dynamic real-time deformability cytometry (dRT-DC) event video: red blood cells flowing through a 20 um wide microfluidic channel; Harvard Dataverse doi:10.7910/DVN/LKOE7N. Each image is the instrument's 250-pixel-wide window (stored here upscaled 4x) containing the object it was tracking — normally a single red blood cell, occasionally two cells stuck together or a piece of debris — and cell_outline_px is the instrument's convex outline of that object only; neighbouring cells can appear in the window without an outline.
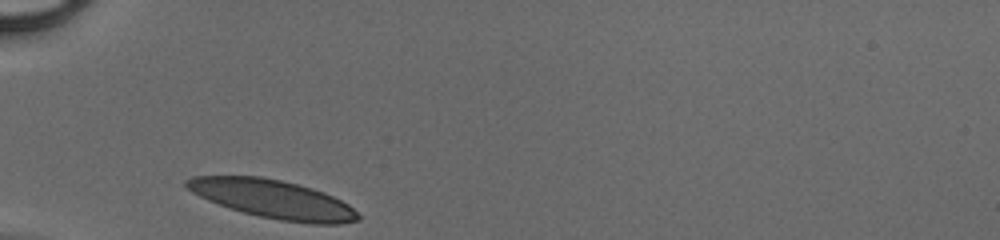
{"species": "human", "species_latin": "Homo sapiens", "temperature_condition": "cold", "stored_images_in_passage": 25, "camera_frame_rate_fps": 3000, "um_per_image_px": 0.085, "donor": {"sex": "male"}, "frame": {"image": 1, "passage_image": 1, "time_ms": 0.0, "image_size_px": [1000, 240], "cell_outline_px": [[360, 220], [340, 224], [308, 224], [280, 220], [260, 216], [244, 212], [208, 200], [192, 192], [184, 184], [184, 180], [192, 176], [260, 176], [280, 180], [312, 188], [324, 192], [348, 204], [360, 216]], "centroid_in_image_um": [23.22, 16.92], "position_along_channel_um": 61.8, "area_um2": 38.09}}
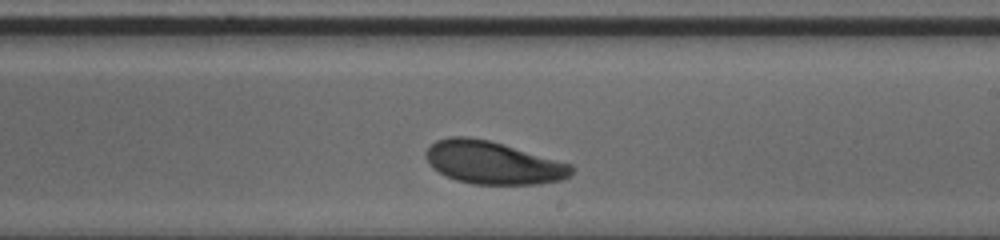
{"frame": {"image": 2, "passage_image": 15, "time_ms": 4.667, "image_size_px": [1000, 240], "cell_outline_px": [[576, 168], [564, 180], [540, 184], [472, 184], [456, 180], [432, 168], [428, 164], [424, 156], [424, 152], [436, 140], [452, 136], [468, 136], [488, 140], [572, 164]], "centroid_in_image_um": [41.89, 13.83], "position_along_channel_um": 247.1, "area_um2": 36.36}}
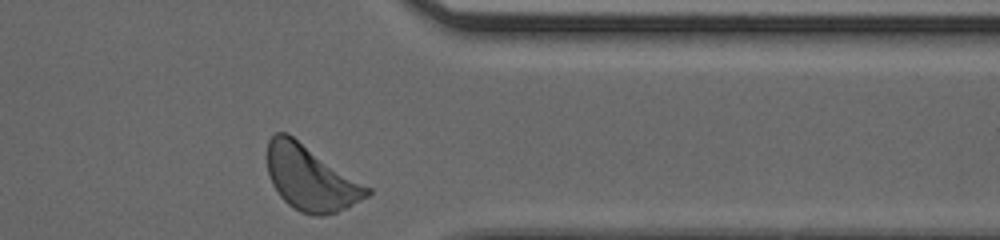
{"frame": {"image": 3, "passage_image": 25, "time_ms": 8.0, "image_size_px": [1000, 240], "cell_outline_px": [[372, 192], [368, 196], [336, 212], [324, 216], [316, 216], [300, 212], [288, 204], [280, 196], [272, 184], [268, 172], [268, 140], [276, 132], [288, 132], [372, 188]], "centroid_in_image_um": [26.41, 15.12], "position_along_channel_um": 385.0, "area_um2": 37.86}}